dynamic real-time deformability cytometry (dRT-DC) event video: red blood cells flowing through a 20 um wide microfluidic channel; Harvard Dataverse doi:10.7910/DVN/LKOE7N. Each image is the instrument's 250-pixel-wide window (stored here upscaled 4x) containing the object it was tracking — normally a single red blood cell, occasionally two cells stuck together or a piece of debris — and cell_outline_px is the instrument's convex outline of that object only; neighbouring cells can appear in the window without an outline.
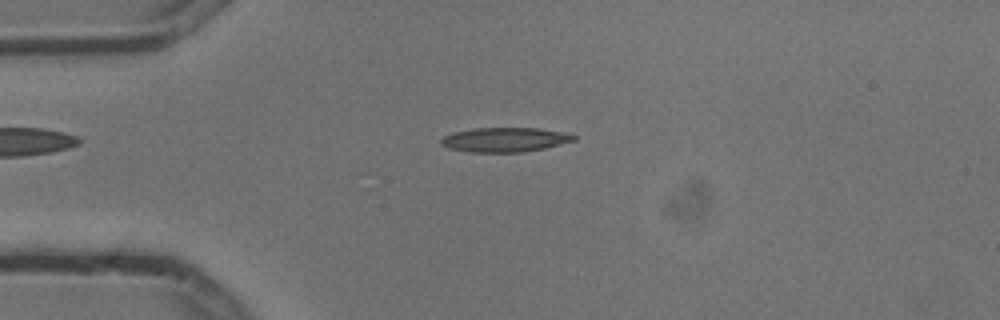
{"species": "common noctule bat (a hibernating species)", "species_latin": "Nyctalus noctula", "temperature_condition": "cold", "stored_images_in_passage": 6, "camera_frame_rate_fps": 3000, "um_per_image_px": 0.085, "animal": {"sex": "male", "body_mass_g": 13.3}, "frame": {"image": 1, "passage_image": 2, "time_ms": 0.333, "image_size_px": [1000, 320], "cell_outline_px": [[576, 140], [544, 148], [520, 152], [472, 152], [448, 148], [440, 144], [440, 140], [444, 136], [452, 132], [472, 128], [540, 128], [564, 132], [576, 136]], "centroid_in_image_um": [42.89, 11.86], "position_along_channel_um": 42.1, "area_um2": 18.9}}
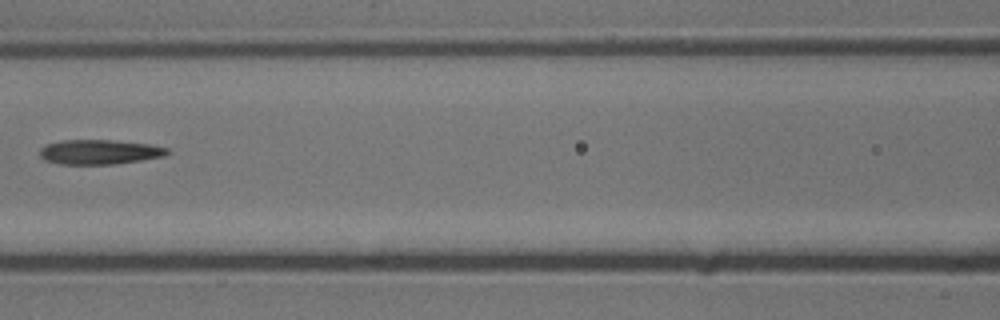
{"frame": {"image": 2, "passage_image": 5, "time_ms": 1.333, "image_size_px": [1000, 320], "cell_outline_px": [[172, 152], [164, 156], [140, 160], [112, 164], [56, 164], [44, 160], [40, 156], [40, 148], [44, 144], [60, 140], [112, 140], [148, 144], [168, 148]], "centroid_in_image_um": [8.41, 12.91], "position_along_channel_um": 158.2, "area_um2": 18.44}}
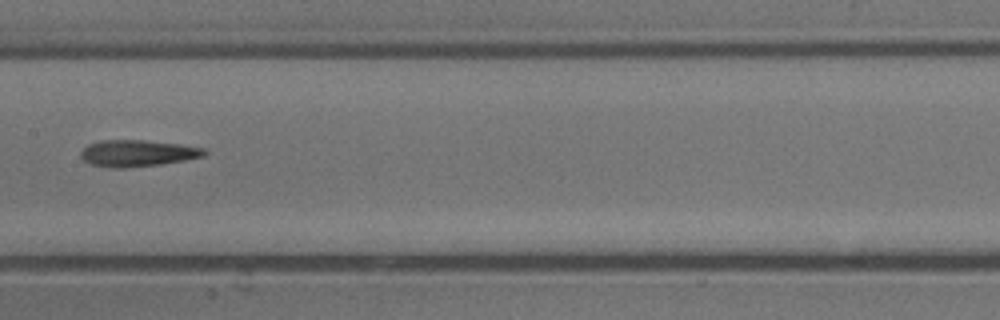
{"frame": {"image": 3, "passage_image": 6, "time_ms": 1.667, "image_size_px": [1000, 320], "cell_outline_px": [[208, 152], [204, 156], [184, 160], [160, 164], [124, 168], [112, 168], [88, 164], [80, 156], [80, 152], [88, 144], [100, 140], [144, 140], [180, 144], [204, 148]], "centroid_in_image_um": [11.66, 13.02], "position_along_channel_um": 195.7, "area_um2": 19.19}}